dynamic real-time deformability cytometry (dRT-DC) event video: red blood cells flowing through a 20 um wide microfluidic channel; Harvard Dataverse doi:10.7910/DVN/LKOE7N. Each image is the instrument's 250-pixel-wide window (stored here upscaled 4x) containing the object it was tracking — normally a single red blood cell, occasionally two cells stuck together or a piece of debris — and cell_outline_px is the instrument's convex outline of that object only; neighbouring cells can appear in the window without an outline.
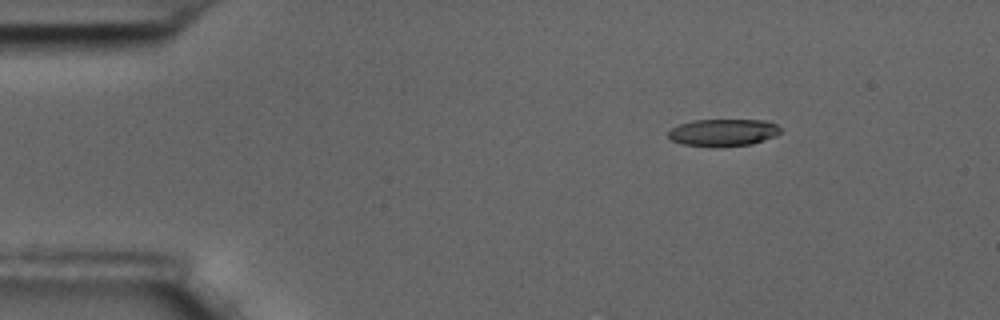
{"species": "common noctule bat (a hibernating species)", "species_latin": "Nyctalus noctula", "temperature_condition": "room temperature", "stored_images_in_passage": 9, "camera_frame_rate_fps": 3000, "um_per_image_px": 0.085, "animal": {"sex": "male", "body_mass_g": 17.5, "forearm_length_mm": 52.3}, "frame": {"image": 1, "passage_image": 1, "time_ms": 0.0, "image_size_px": [1000, 320], "cell_outline_px": [[780, 132], [776, 136], [752, 144], [716, 148], [712, 148], [684, 144], [672, 140], [668, 136], [668, 132], [672, 128], [680, 124], [692, 120], [768, 120], [776, 124], [780, 128]], "centroid_in_image_um": [61.48, 11.28], "position_along_channel_um": 23.5, "area_um2": 18.03}}